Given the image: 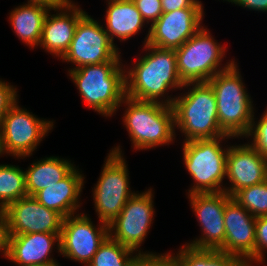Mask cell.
<instances>
[{"label": "cell", "instance_id": "obj_1", "mask_svg": "<svg viewBox=\"0 0 267 266\" xmlns=\"http://www.w3.org/2000/svg\"><path fill=\"white\" fill-rule=\"evenodd\" d=\"M143 45V50L148 53L141 56L132 68L126 67V96L134 100L172 106L175 96L173 98L165 95H168L169 89L182 90L184 86L177 70L176 52L174 49Z\"/></svg>", "mask_w": 267, "mask_h": 266}, {"label": "cell", "instance_id": "obj_2", "mask_svg": "<svg viewBox=\"0 0 267 266\" xmlns=\"http://www.w3.org/2000/svg\"><path fill=\"white\" fill-rule=\"evenodd\" d=\"M122 60L85 65L68 70L88 108L111 117L126 97L125 67Z\"/></svg>", "mask_w": 267, "mask_h": 266}, {"label": "cell", "instance_id": "obj_3", "mask_svg": "<svg viewBox=\"0 0 267 266\" xmlns=\"http://www.w3.org/2000/svg\"><path fill=\"white\" fill-rule=\"evenodd\" d=\"M183 87L189 89L188 92L180 93L172 104L175 129L184 133L183 142L230 137L219 127L216 97L212 87L207 82L184 83Z\"/></svg>", "mask_w": 267, "mask_h": 266}, {"label": "cell", "instance_id": "obj_4", "mask_svg": "<svg viewBox=\"0 0 267 266\" xmlns=\"http://www.w3.org/2000/svg\"><path fill=\"white\" fill-rule=\"evenodd\" d=\"M236 63L207 81L216 97L219 127L233 139L246 137L255 114Z\"/></svg>", "mask_w": 267, "mask_h": 266}, {"label": "cell", "instance_id": "obj_5", "mask_svg": "<svg viewBox=\"0 0 267 266\" xmlns=\"http://www.w3.org/2000/svg\"><path fill=\"white\" fill-rule=\"evenodd\" d=\"M122 104L127 106L122 118L134 149H153L173 143L176 133L172 106L127 96L120 106Z\"/></svg>", "mask_w": 267, "mask_h": 266}, {"label": "cell", "instance_id": "obj_6", "mask_svg": "<svg viewBox=\"0 0 267 266\" xmlns=\"http://www.w3.org/2000/svg\"><path fill=\"white\" fill-rule=\"evenodd\" d=\"M233 137L197 139L183 142V161L194 185L188 194L222 192L226 178L227 148H222V140ZM222 184V185H221Z\"/></svg>", "mask_w": 267, "mask_h": 266}, {"label": "cell", "instance_id": "obj_7", "mask_svg": "<svg viewBox=\"0 0 267 266\" xmlns=\"http://www.w3.org/2000/svg\"><path fill=\"white\" fill-rule=\"evenodd\" d=\"M215 41L210 31L201 27L182 46L175 49L177 70L183 83L207 82L235 62L232 59L225 65L221 64L226 57V46Z\"/></svg>", "mask_w": 267, "mask_h": 266}, {"label": "cell", "instance_id": "obj_8", "mask_svg": "<svg viewBox=\"0 0 267 266\" xmlns=\"http://www.w3.org/2000/svg\"><path fill=\"white\" fill-rule=\"evenodd\" d=\"M105 159L92 192L99 221L109 225L136 192L129 186L128 166L120 145L112 148Z\"/></svg>", "mask_w": 267, "mask_h": 266}, {"label": "cell", "instance_id": "obj_9", "mask_svg": "<svg viewBox=\"0 0 267 266\" xmlns=\"http://www.w3.org/2000/svg\"><path fill=\"white\" fill-rule=\"evenodd\" d=\"M152 189L138 191L127 201L121 213L108 225L109 237L142 257H161L165 254L141 252L139 249L154 220V194ZM139 249V251H138Z\"/></svg>", "mask_w": 267, "mask_h": 266}, {"label": "cell", "instance_id": "obj_10", "mask_svg": "<svg viewBox=\"0 0 267 266\" xmlns=\"http://www.w3.org/2000/svg\"><path fill=\"white\" fill-rule=\"evenodd\" d=\"M53 120L37 118L20 108L18 101L7 111L0 125L3 154L23 159L33 155L42 139L53 129Z\"/></svg>", "mask_w": 267, "mask_h": 266}, {"label": "cell", "instance_id": "obj_11", "mask_svg": "<svg viewBox=\"0 0 267 266\" xmlns=\"http://www.w3.org/2000/svg\"><path fill=\"white\" fill-rule=\"evenodd\" d=\"M85 13L78 21L74 37L66 53L61 57L77 69L85 65L121 60V52L104 30V26Z\"/></svg>", "mask_w": 267, "mask_h": 266}, {"label": "cell", "instance_id": "obj_12", "mask_svg": "<svg viewBox=\"0 0 267 266\" xmlns=\"http://www.w3.org/2000/svg\"><path fill=\"white\" fill-rule=\"evenodd\" d=\"M108 236L106 223L100 221L97 228L87 214L70 215L63 219L60 254L87 266Z\"/></svg>", "mask_w": 267, "mask_h": 266}, {"label": "cell", "instance_id": "obj_13", "mask_svg": "<svg viewBox=\"0 0 267 266\" xmlns=\"http://www.w3.org/2000/svg\"><path fill=\"white\" fill-rule=\"evenodd\" d=\"M191 208L197 216L202 233L187 243L195 249L219 250L224 245V209L232 198L225 191L188 194Z\"/></svg>", "mask_w": 267, "mask_h": 266}, {"label": "cell", "instance_id": "obj_14", "mask_svg": "<svg viewBox=\"0 0 267 266\" xmlns=\"http://www.w3.org/2000/svg\"><path fill=\"white\" fill-rule=\"evenodd\" d=\"M203 18V8H184L163 13L150 25L143 43L175 50L203 27Z\"/></svg>", "mask_w": 267, "mask_h": 266}, {"label": "cell", "instance_id": "obj_15", "mask_svg": "<svg viewBox=\"0 0 267 266\" xmlns=\"http://www.w3.org/2000/svg\"><path fill=\"white\" fill-rule=\"evenodd\" d=\"M8 220L9 235L29 233L61 234L64 217L46 208L33 196L23 197L4 209Z\"/></svg>", "mask_w": 267, "mask_h": 266}, {"label": "cell", "instance_id": "obj_16", "mask_svg": "<svg viewBox=\"0 0 267 266\" xmlns=\"http://www.w3.org/2000/svg\"><path fill=\"white\" fill-rule=\"evenodd\" d=\"M255 220L256 217L231 198L224 209L225 239L219 251L240 257L247 266H254Z\"/></svg>", "mask_w": 267, "mask_h": 266}, {"label": "cell", "instance_id": "obj_17", "mask_svg": "<svg viewBox=\"0 0 267 266\" xmlns=\"http://www.w3.org/2000/svg\"><path fill=\"white\" fill-rule=\"evenodd\" d=\"M227 178L231 184L224 186V191L230 197L243 188L263 183L267 180V159L249 142L230 146L226 159Z\"/></svg>", "mask_w": 267, "mask_h": 266}, {"label": "cell", "instance_id": "obj_18", "mask_svg": "<svg viewBox=\"0 0 267 266\" xmlns=\"http://www.w3.org/2000/svg\"><path fill=\"white\" fill-rule=\"evenodd\" d=\"M49 10L42 29L39 47L45 49L55 57H62L69 48L74 37L79 19L86 13L76 5H64L54 9L56 14Z\"/></svg>", "mask_w": 267, "mask_h": 266}, {"label": "cell", "instance_id": "obj_19", "mask_svg": "<svg viewBox=\"0 0 267 266\" xmlns=\"http://www.w3.org/2000/svg\"><path fill=\"white\" fill-rule=\"evenodd\" d=\"M57 242V245H55ZM56 246L60 253V234L29 233L9 235L6 259L18 266H31L56 261L51 257Z\"/></svg>", "mask_w": 267, "mask_h": 266}, {"label": "cell", "instance_id": "obj_20", "mask_svg": "<svg viewBox=\"0 0 267 266\" xmlns=\"http://www.w3.org/2000/svg\"><path fill=\"white\" fill-rule=\"evenodd\" d=\"M85 177L76 167L61 181L41 189L33 197L46 208L55 210L64 218L76 214Z\"/></svg>", "mask_w": 267, "mask_h": 266}, {"label": "cell", "instance_id": "obj_21", "mask_svg": "<svg viewBox=\"0 0 267 266\" xmlns=\"http://www.w3.org/2000/svg\"><path fill=\"white\" fill-rule=\"evenodd\" d=\"M107 3L104 30L113 43L116 37L125 41L143 29L145 21L133 0H107Z\"/></svg>", "mask_w": 267, "mask_h": 266}, {"label": "cell", "instance_id": "obj_22", "mask_svg": "<svg viewBox=\"0 0 267 266\" xmlns=\"http://www.w3.org/2000/svg\"><path fill=\"white\" fill-rule=\"evenodd\" d=\"M69 159L55 156L34 161L25 172V187L28 196L64 179L76 166Z\"/></svg>", "mask_w": 267, "mask_h": 266}, {"label": "cell", "instance_id": "obj_23", "mask_svg": "<svg viewBox=\"0 0 267 266\" xmlns=\"http://www.w3.org/2000/svg\"><path fill=\"white\" fill-rule=\"evenodd\" d=\"M49 8L39 4L15 7L9 16L11 27L23 43L33 48L39 46L45 18Z\"/></svg>", "mask_w": 267, "mask_h": 266}, {"label": "cell", "instance_id": "obj_24", "mask_svg": "<svg viewBox=\"0 0 267 266\" xmlns=\"http://www.w3.org/2000/svg\"><path fill=\"white\" fill-rule=\"evenodd\" d=\"M164 254L173 266H247L240 257L219 250L195 249L187 245H183L176 255Z\"/></svg>", "mask_w": 267, "mask_h": 266}, {"label": "cell", "instance_id": "obj_25", "mask_svg": "<svg viewBox=\"0 0 267 266\" xmlns=\"http://www.w3.org/2000/svg\"><path fill=\"white\" fill-rule=\"evenodd\" d=\"M141 258L139 253L108 236L87 266H135Z\"/></svg>", "mask_w": 267, "mask_h": 266}, {"label": "cell", "instance_id": "obj_26", "mask_svg": "<svg viewBox=\"0 0 267 266\" xmlns=\"http://www.w3.org/2000/svg\"><path fill=\"white\" fill-rule=\"evenodd\" d=\"M26 196L24 170L16 165L0 164V209Z\"/></svg>", "mask_w": 267, "mask_h": 266}, {"label": "cell", "instance_id": "obj_27", "mask_svg": "<svg viewBox=\"0 0 267 266\" xmlns=\"http://www.w3.org/2000/svg\"><path fill=\"white\" fill-rule=\"evenodd\" d=\"M232 199L253 217L267 216V180L237 191Z\"/></svg>", "mask_w": 267, "mask_h": 266}, {"label": "cell", "instance_id": "obj_28", "mask_svg": "<svg viewBox=\"0 0 267 266\" xmlns=\"http://www.w3.org/2000/svg\"><path fill=\"white\" fill-rule=\"evenodd\" d=\"M254 119L253 115L250 129L245 138H252L250 145L267 159V109L258 121H254Z\"/></svg>", "mask_w": 267, "mask_h": 266}, {"label": "cell", "instance_id": "obj_29", "mask_svg": "<svg viewBox=\"0 0 267 266\" xmlns=\"http://www.w3.org/2000/svg\"><path fill=\"white\" fill-rule=\"evenodd\" d=\"M255 231L254 263L265 264L264 252L267 250V216L256 217Z\"/></svg>", "mask_w": 267, "mask_h": 266}, {"label": "cell", "instance_id": "obj_30", "mask_svg": "<svg viewBox=\"0 0 267 266\" xmlns=\"http://www.w3.org/2000/svg\"><path fill=\"white\" fill-rule=\"evenodd\" d=\"M146 24L151 25L163 14L161 0H133Z\"/></svg>", "mask_w": 267, "mask_h": 266}, {"label": "cell", "instance_id": "obj_31", "mask_svg": "<svg viewBox=\"0 0 267 266\" xmlns=\"http://www.w3.org/2000/svg\"><path fill=\"white\" fill-rule=\"evenodd\" d=\"M17 88L0 80V125L7 111L18 101Z\"/></svg>", "mask_w": 267, "mask_h": 266}, {"label": "cell", "instance_id": "obj_32", "mask_svg": "<svg viewBox=\"0 0 267 266\" xmlns=\"http://www.w3.org/2000/svg\"><path fill=\"white\" fill-rule=\"evenodd\" d=\"M163 13L184 8H204L199 0H161Z\"/></svg>", "mask_w": 267, "mask_h": 266}, {"label": "cell", "instance_id": "obj_33", "mask_svg": "<svg viewBox=\"0 0 267 266\" xmlns=\"http://www.w3.org/2000/svg\"><path fill=\"white\" fill-rule=\"evenodd\" d=\"M9 243L8 220L4 209H0V252L6 258Z\"/></svg>", "mask_w": 267, "mask_h": 266}, {"label": "cell", "instance_id": "obj_34", "mask_svg": "<svg viewBox=\"0 0 267 266\" xmlns=\"http://www.w3.org/2000/svg\"><path fill=\"white\" fill-rule=\"evenodd\" d=\"M249 10L267 12V0H225Z\"/></svg>", "mask_w": 267, "mask_h": 266}, {"label": "cell", "instance_id": "obj_35", "mask_svg": "<svg viewBox=\"0 0 267 266\" xmlns=\"http://www.w3.org/2000/svg\"><path fill=\"white\" fill-rule=\"evenodd\" d=\"M135 266H173L167 257H142Z\"/></svg>", "mask_w": 267, "mask_h": 266}, {"label": "cell", "instance_id": "obj_36", "mask_svg": "<svg viewBox=\"0 0 267 266\" xmlns=\"http://www.w3.org/2000/svg\"><path fill=\"white\" fill-rule=\"evenodd\" d=\"M27 3L43 5L51 10L64 6L60 0H28Z\"/></svg>", "mask_w": 267, "mask_h": 266}, {"label": "cell", "instance_id": "obj_37", "mask_svg": "<svg viewBox=\"0 0 267 266\" xmlns=\"http://www.w3.org/2000/svg\"><path fill=\"white\" fill-rule=\"evenodd\" d=\"M31 266H61V265H59V263L57 261H54V262H49L46 264L31 265Z\"/></svg>", "mask_w": 267, "mask_h": 266}, {"label": "cell", "instance_id": "obj_38", "mask_svg": "<svg viewBox=\"0 0 267 266\" xmlns=\"http://www.w3.org/2000/svg\"><path fill=\"white\" fill-rule=\"evenodd\" d=\"M64 5H75L72 0H60Z\"/></svg>", "mask_w": 267, "mask_h": 266}, {"label": "cell", "instance_id": "obj_39", "mask_svg": "<svg viewBox=\"0 0 267 266\" xmlns=\"http://www.w3.org/2000/svg\"><path fill=\"white\" fill-rule=\"evenodd\" d=\"M3 151H2V146H1V135H0V156H2Z\"/></svg>", "mask_w": 267, "mask_h": 266}]
</instances>
